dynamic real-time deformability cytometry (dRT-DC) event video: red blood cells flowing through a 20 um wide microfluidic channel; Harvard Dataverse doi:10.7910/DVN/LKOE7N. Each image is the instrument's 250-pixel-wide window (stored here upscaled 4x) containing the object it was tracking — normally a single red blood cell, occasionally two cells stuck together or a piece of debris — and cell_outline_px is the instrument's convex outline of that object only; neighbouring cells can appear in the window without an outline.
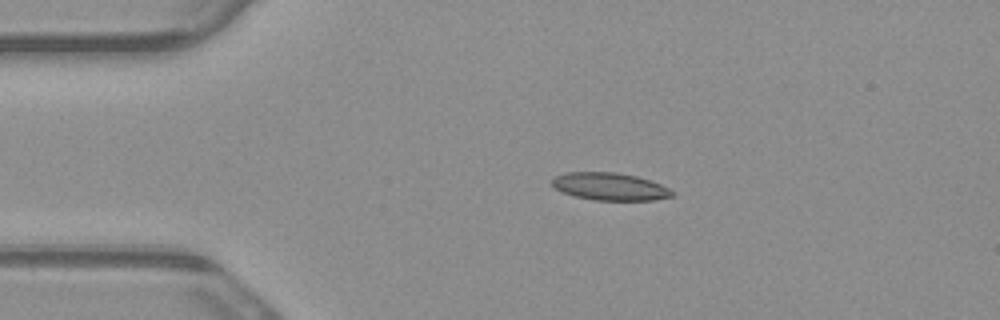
{"species": "common noctule bat (a hibernating species)", "species_latin": "Nyctalus noctula", "temperature_condition": "warm", "stored_images_in_passage": 4, "camera_frame_rate_fps": 3000, "um_per_image_px": 0.085, "animal": {"sex": "male", "body_mass_g": 23.1, "forearm_length_mm": 52.7}, "frame": {"image": 1, "passage_image": 3, "time_ms": 0.667, "image_size_px": [1000, 320], "cell_outline_px": [[676, 192], [672, 196], [652, 200], [596, 200], [576, 196], [564, 192], [556, 188], [552, 184], [552, 180], [556, 176], [564, 172], [616, 172], [636, 176], [660, 184]], "centroid_in_image_um": [51.85, 15.85], "position_along_channel_um": 33.1, "area_um2": 19.02}}